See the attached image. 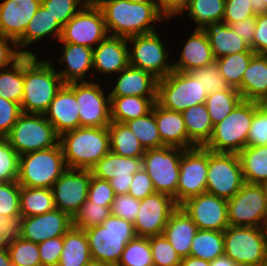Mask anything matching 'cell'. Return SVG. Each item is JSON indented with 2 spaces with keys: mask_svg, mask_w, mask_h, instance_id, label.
Here are the masks:
<instances>
[{
  "mask_svg": "<svg viewBox=\"0 0 267 266\" xmlns=\"http://www.w3.org/2000/svg\"><path fill=\"white\" fill-rule=\"evenodd\" d=\"M96 4L104 15L107 32L111 36L129 38L155 32L152 22L163 19L155 2L134 3L129 0H98Z\"/></svg>",
  "mask_w": 267,
  "mask_h": 266,
  "instance_id": "cell-1",
  "label": "cell"
},
{
  "mask_svg": "<svg viewBox=\"0 0 267 266\" xmlns=\"http://www.w3.org/2000/svg\"><path fill=\"white\" fill-rule=\"evenodd\" d=\"M36 55H24L22 113L44 114L64 85L49 61H37Z\"/></svg>",
  "mask_w": 267,
  "mask_h": 266,
  "instance_id": "cell-2",
  "label": "cell"
},
{
  "mask_svg": "<svg viewBox=\"0 0 267 266\" xmlns=\"http://www.w3.org/2000/svg\"><path fill=\"white\" fill-rule=\"evenodd\" d=\"M67 168L91 170L110 151L108 127H78L59 136Z\"/></svg>",
  "mask_w": 267,
  "mask_h": 266,
  "instance_id": "cell-3",
  "label": "cell"
},
{
  "mask_svg": "<svg viewBox=\"0 0 267 266\" xmlns=\"http://www.w3.org/2000/svg\"><path fill=\"white\" fill-rule=\"evenodd\" d=\"M84 231L92 259L108 266H117L126 244L136 237L133 223L112 214L101 225Z\"/></svg>",
  "mask_w": 267,
  "mask_h": 266,
  "instance_id": "cell-4",
  "label": "cell"
},
{
  "mask_svg": "<svg viewBox=\"0 0 267 266\" xmlns=\"http://www.w3.org/2000/svg\"><path fill=\"white\" fill-rule=\"evenodd\" d=\"M67 169L62 148L58 143L48 149L19 156L17 182L30 188H52Z\"/></svg>",
  "mask_w": 267,
  "mask_h": 266,
  "instance_id": "cell-5",
  "label": "cell"
},
{
  "mask_svg": "<svg viewBox=\"0 0 267 266\" xmlns=\"http://www.w3.org/2000/svg\"><path fill=\"white\" fill-rule=\"evenodd\" d=\"M254 115V102L242 100L221 122L204 146L215 153L239 154L245 147Z\"/></svg>",
  "mask_w": 267,
  "mask_h": 266,
  "instance_id": "cell-6",
  "label": "cell"
},
{
  "mask_svg": "<svg viewBox=\"0 0 267 266\" xmlns=\"http://www.w3.org/2000/svg\"><path fill=\"white\" fill-rule=\"evenodd\" d=\"M206 98V89L190 72L173 70L157 81V103L165 109L182 112Z\"/></svg>",
  "mask_w": 267,
  "mask_h": 266,
  "instance_id": "cell-7",
  "label": "cell"
},
{
  "mask_svg": "<svg viewBox=\"0 0 267 266\" xmlns=\"http://www.w3.org/2000/svg\"><path fill=\"white\" fill-rule=\"evenodd\" d=\"M5 139L19 156L59 143V135L43 114L22 113Z\"/></svg>",
  "mask_w": 267,
  "mask_h": 266,
  "instance_id": "cell-8",
  "label": "cell"
},
{
  "mask_svg": "<svg viewBox=\"0 0 267 266\" xmlns=\"http://www.w3.org/2000/svg\"><path fill=\"white\" fill-rule=\"evenodd\" d=\"M224 255L239 266H262L267 227L228 226L223 231Z\"/></svg>",
  "mask_w": 267,
  "mask_h": 266,
  "instance_id": "cell-9",
  "label": "cell"
},
{
  "mask_svg": "<svg viewBox=\"0 0 267 266\" xmlns=\"http://www.w3.org/2000/svg\"><path fill=\"white\" fill-rule=\"evenodd\" d=\"M182 154V148L164 146L145 150L142 157V167L150 176L155 191L169 195L176 204Z\"/></svg>",
  "mask_w": 267,
  "mask_h": 266,
  "instance_id": "cell-10",
  "label": "cell"
},
{
  "mask_svg": "<svg viewBox=\"0 0 267 266\" xmlns=\"http://www.w3.org/2000/svg\"><path fill=\"white\" fill-rule=\"evenodd\" d=\"M245 183L238 154L208 150L206 192L226 200L232 198Z\"/></svg>",
  "mask_w": 267,
  "mask_h": 266,
  "instance_id": "cell-11",
  "label": "cell"
},
{
  "mask_svg": "<svg viewBox=\"0 0 267 266\" xmlns=\"http://www.w3.org/2000/svg\"><path fill=\"white\" fill-rule=\"evenodd\" d=\"M227 214L229 226L267 227V200L259 184L245 182L227 200Z\"/></svg>",
  "mask_w": 267,
  "mask_h": 266,
  "instance_id": "cell-12",
  "label": "cell"
},
{
  "mask_svg": "<svg viewBox=\"0 0 267 266\" xmlns=\"http://www.w3.org/2000/svg\"><path fill=\"white\" fill-rule=\"evenodd\" d=\"M108 33L100 7L83 0L80 11L63 26L59 41L94 48Z\"/></svg>",
  "mask_w": 267,
  "mask_h": 266,
  "instance_id": "cell-13",
  "label": "cell"
},
{
  "mask_svg": "<svg viewBox=\"0 0 267 266\" xmlns=\"http://www.w3.org/2000/svg\"><path fill=\"white\" fill-rule=\"evenodd\" d=\"M77 99L80 127H108L111 123L110 95L98 83L73 82L66 84Z\"/></svg>",
  "mask_w": 267,
  "mask_h": 266,
  "instance_id": "cell-14",
  "label": "cell"
},
{
  "mask_svg": "<svg viewBox=\"0 0 267 266\" xmlns=\"http://www.w3.org/2000/svg\"><path fill=\"white\" fill-rule=\"evenodd\" d=\"M207 172L208 149L198 146L183 149L177 185L178 206L193 196L206 193Z\"/></svg>",
  "mask_w": 267,
  "mask_h": 266,
  "instance_id": "cell-15",
  "label": "cell"
},
{
  "mask_svg": "<svg viewBox=\"0 0 267 266\" xmlns=\"http://www.w3.org/2000/svg\"><path fill=\"white\" fill-rule=\"evenodd\" d=\"M91 170L67 168L52 186L55 207L71 218L86 202Z\"/></svg>",
  "mask_w": 267,
  "mask_h": 266,
  "instance_id": "cell-16",
  "label": "cell"
},
{
  "mask_svg": "<svg viewBox=\"0 0 267 266\" xmlns=\"http://www.w3.org/2000/svg\"><path fill=\"white\" fill-rule=\"evenodd\" d=\"M127 41L134 45L129 52V65L142 68L157 79L173 71V65L166 62L168 53L156 32L132 36Z\"/></svg>",
  "mask_w": 267,
  "mask_h": 266,
  "instance_id": "cell-17",
  "label": "cell"
},
{
  "mask_svg": "<svg viewBox=\"0 0 267 266\" xmlns=\"http://www.w3.org/2000/svg\"><path fill=\"white\" fill-rule=\"evenodd\" d=\"M178 207L174 199L164 193L155 192L140 200V209L135 220L136 236L162 235L171 213Z\"/></svg>",
  "mask_w": 267,
  "mask_h": 266,
  "instance_id": "cell-18",
  "label": "cell"
},
{
  "mask_svg": "<svg viewBox=\"0 0 267 266\" xmlns=\"http://www.w3.org/2000/svg\"><path fill=\"white\" fill-rule=\"evenodd\" d=\"M180 206L200 230L224 231L229 226L224 198L206 192L187 199Z\"/></svg>",
  "mask_w": 267,
  "mask_h": 266,
  "instance_id": "cell-19",
  "label": "cell"
},
{
  "mask_svg": "<svg viewBox=\"0 0 267 266\" xmlns=\"http://www.w3.org/2000/svg\"><path fill=\"white\" fill-rule=\"evenodd\" d=\"M142 168V157H123L109 151L91 169L96 178L107 180L116 195L128 194L133 174Z\"/></svg>",
  "mask_w": 267,
  "mask_h": 266,
  "instance_id": "cell-20",
  "label": "cell"
},
{
  "mask_svg": "<svg viewBox=\"0 0 267 266\" xmlns=\"http://www.w3.org/2000/svg\"><path fill=\"white\" fill-rule=\"evenodd\" d=\"M71 227L72 218L55 208L42 215L22 217L20 237L40 243L49 238L64 236Z\"/></svg>",
  "mask_w": 267,
  "mask_h": 266,
  "instance_id": "cell-21",
  "label": "cell"
},
{
  "mask_svg": "<svg viewBox=\"0 0 267 266\" xmlns=\"http://www.w3.org/2000/svg\"><path fill=\"white\" fill-rule=\"evenodd\" d=\"M41 6V0H5L0 3V35L17 41Z\"/></svg>",
  "mask_w": 267,
  "mask_h": 266,
  "instance_id": "cell-22",
  "label": "cell"
},
{
  "mask_svg": "<svg viewBox=\"0 0 267 266\" xmlns=\"http://www.w3.org/2000/svg\"><path fill=\"white\" fill-rule=\"evenodd\" d=\"M79 109L75 93L64 84L43 114L53 125L55 132L61 134L80 127ZM47 116H49L47 118Z\"/></svg>",
  "mask_w": 267,
  "mask_h": 266,
  "instance_id": "cell-23",
  "label": "cell"
},
{
  "mask_svg": "<svg viewBox=\"0 0 267 266\" xmlns=\"http://www.w3.org/2000/svg\"><path fill=\"white\" fill-rule=\"evenodd\" d=\"M127 38L111 36L93 48V69L103 73L121 72L129 66Z\"/></svg>",
  "mask_w": 267,
  "mask_h": 266,
  "instance_id": "cell-24",
  "label": "cell"
},
{
  "mask_svg": "<svg viewBox=\"0 0 267 266\" xmlns=\"http://www.w3.org/2000/svg\"><path fill=\"white\" fill-rule=\"evenodd\" d=\"M117 78L115 88L110 97L141 96L157 97V81L151 73L142 68L129 65L123 69ZM147 95V96H146Z\"/></svg>",
  "mask_w": 267,
  "mask_h": 266,
  "instance_id": "cell-25",
  "label": "cell"
},
{
  "mask_svg": "<svg viewBox=\"0 0 267 266\" xmlns=\"http://www.w3.org/2000/svg\"><path fill=\"white\" fill-rule=\"evenodd\" d=\"M197 225L189 215L178 206L170 215L163 235L170 242L181 258L190 256L192 240L197 232Z\"/></svg>",
  "mask_w": 267,
  "mask_h": 266,
  "instance_id": "cell-26",
  "label": "cell"
},
{
  "mask_svg": "<svg viewBox=\"0 0 267 266\" xmlns=\"http://www.w3.org/2000/svg\"><path fill=\"white\" fill-rule=\"evenodd\" d=\"M154 114L159 136L165 146L189 149V137L181 112L154 104Z\"/></svg>",
  "mask_w": 267,
  "mask_h": 266,
  "instance_id": "cell-27",
  "label": "cell"
},
{
  "mask_svg": "<svg viewBox=\"0 0 267 266\" xmlns=\"http://www.w3.org/2000/svg\"><path fill=\"white\" fill-rule=\"evenodd\" d=\"M183 48L180 60L173 64V70L191 72L215 61L208 36L204 30L195 29Z\"/></svg>",
  "mask_w": 267,
  "mask_h": 266,
  "instance_id": "cell-28",
  "label": "cell"
},
{
  "mask_svg": "<svg viewBox=\"0 0 267 266\" xmlns=\"http://www.w3.org/2000/svg\"><path fill=\"white\" fill-rule=\"evenodd\" d=\"M203 30L208 36L215 59L234 53L254 52L224 21L211 22Z\"/></svg>",
  "mask_w": 267,
  "mask_h": 266,
  "instance_id": "cell-29",
  "label": "cell"
},
{
  "mask_svg": "<svg viewBox=\"0 0 267 266\" xmlns=\"http://www.w3.org/2000/svg\"><path fill=\"white\" fill-rule=\"evenodd\" d=\"M243 100L259 103L267 97V55L255 54L237 88Z\"/></svg>",
  "mask_w": 267,
  "mask_h": 266,
  "instance_id": "cell-30",
  "label": "cell"
},
{
  "mask_svg": "<svg viewBox=\"0 0 267 266\" xmlns=\"http://www.w3.org/2000/svg\"><path fill=\"white\" fill-rule=\"evenodd\" d=\"M64 43L61 61L67 63V68L58 72L64 84L85 82V74L93 68V48Z\"/></svg>",
  "mask_w": 267,
  "mask_h": 266,
  "instance_id": "cell-31",
  "label": "cell"
},
{
  "mask_svg": "<svg viewBox=\"0 0 267 266\" xmlns=\"http://www.w3.org/2000/svg\"><path fill=\"white\" fill-rule=\"evenodd\" d=\"M189 137V149L204 147L213 133V124L205 103L187 108L181 112Z\"/></svg>",
  "mask_w": 267,
  "mask_h": 266,
  "instance_id": "cell-32",
  "label": "cell"
},
{
  "mask_svg": "<svg viewBox=\"0 0 267 266\" xmlns=\"http://www.w3.org/2000/svg\"><path fill=\"white\" fill-rule=\"evenodd\" d=\"M157 97H110L111 121L125 123L152 111Z\"/></svg>",
  "mask_w": 267,
  "mask_h": 266,
  "instance_id": "cell-33",
  "label": "cell"
},
{
  "mask_svg": "<svg viewBox=\"0 0 267 266\" xmlns=\"http://www.w3.org/2000/svg\"><path fill=\"white\" fill-rule=\"evenodd\" d=\"M91 259L85 231L71 227L63 236V250L57 266H84Z\"/></svg>",
  "mask_w": 267,
  "mask_h": 266,
  "instance_id": "cell-34",
  "label": "cell"
},
{
  "mask_svg": "<svg viewBox=\"0 0 267 266\" xmlns=\"http://www.w3.org/2000/svg\"><path fill=\"white\" fill-rule=\"evenodd\" d=\"M62 29L63 27L57 20L50 15L49 11L44 6L41 5L28 23L24 34L16 41L17 49L19 47L22 49V47L27 46L28 44H33L46 37V35H51V33L60 40Z\"/></svg>",
  "mask_w": 267,
  "mask_h": 266,
  "instance_id": "cell-35",
  "label": "cell"
},
{
  "mask_svg": "<svg viewBox=\"0 0 267 266\" xmlns=\"http://www.w3.org/2000/svg\"><path fill=\"white\" fill-rule=\"evenodd\" d=\"M238 156L245 182L260 184L267 180V145L246 146Z\"/></svg>",
  "mask_w": 267,
  "mask_h": 266,
  "instance_id": "cell-36",
  "label": "cell"
},
{
  "mask_svg": "<svg viewBox=\"0 0 267 266\" xmlns=\"http://www.w3.org/2000/svg\"><path fill=\"white\" fill-rule=\"evenodd\" d=\"M108 130L111 152L123 157H143L145 149L125 123L111 121Z\"/></svg>",
  "mask_w": 267,
  "mask_h": 266,
  "instance_id": "cell-37",
  "label": "cell"
},
{
  "mask_svg": "<svg viewBox=\"0 0 267 266\" xmlns=\"http://www.w3.org/2000/svg\"><path fill=\"white\" fill-rule=\"evenodd\" d=\"M55 208L52 188L20 186V214L22 217L42 215Z\"/></svg>",
  "mask_w": 267,
  "mask_h": 266,
  "instance_id": "cell-38",
  "label": "cell"
},
{
  "mask_svg": "<svg viewBox=\"0 0 267 266\" xmlns=\"http://www.w3.org/2000/svg\"><path fill=\"white\" fill-rule=\"evenodd\" d=\"M223 255V231L198 229L191 243L190 256L212 262Z\"/></svg>",
  "mask_w": 267,
  "mask_h": 266,
  "instance_id": "cell-39",
  "label": "cell"
},
{
  "mask_svg": "<svg viewBox=\"0 0 267 266\" xmlns=\"http://www.w3.org/2000/svg\"><path fill=\"white\" fill-rule=\"evenodd\" d=\"M243 100L237 88L207 95L206 107L214 125L221 122Z\"/></svg>",
  "mask_w": 267,
  "mask_h": 266,
  "instance_id": "cell-40",
  "label": "cell"
},
{
  "mask_svg": "<svg viewBox=\"0 0 267 266\" xmlns=\"http://www.w3.org/2000/svg\"><path fill=\"white\" fill-rule=\"evenodd\" d=\"M125 124L134 133L141 146L145 150L161 148L165 146L159 136L154 114V106L152 111L145 116L129 120L125 122Z\"/></svg>",
  "mask_w": 267,
  "mask_h": 266,
  "instance_id": "cell-41",
  "label": "cell"
},
{
  "mask_svg": "<svg viewBox=\"0 0 267 266\" xmlns=\"http://www.w3.org/2000/svg\"><path fill=\"white\" fill-rule=\"evenodd\" d=\"M225 0H190L186 10L197 23L196 29L203 30L211 22L222 21L224 16Z\"/></svg>",
  "mask_w": 267,
  "mask_h": 266,
  "instance_id": "cell-42",
  "label": "cell"
},
{
  "mask_svg": "<svg viewBox=\"0 0 267 266\" xmlns=\"http://www.w3.org/2000/svg\"><path fill=\"white\" fill-rule=\"evenodd\" d=\"M255 54V52H240L215 59L220 74L231 87L238 88L241 85L243 74Z\"/></svg>",
  "mask_w": 267,
  "mask_h": 266,
  "instance_id": "cell-43",
  "label": "cell"
},
{
  "mask_svg": "<svg viewBox=\"0 0 267 266\" xmlns=\"http://www.w3.org/2000/svg\"><path fill=\"white\" fill-rule=\"evenodd\" d=\"M11 68L13 70H0V97L21 104L24 85V55Z\"/></svg>",
  "mask_w": 267,
  "mask_h": 266,
  "instance_id": "cell-44",
  "label": "cell"
},
{
  "mask_svg": "<svg viewBox=\"0 0 267 266\" xmlns=\"http://www.w3.org/2000/svg\"><path fill=\"white\" fill-rule=\"evenodd\" d=\"M117 266H154L149 238L136 236L130 240Z\"/></svg>",
  "mask_w": 267,
  "mask_h": 266,
  "instance_id": "cell-45",
  "label": "cell"
},
{
  "mask_svg": "<svg viewBox=\"0 0 267 266\" xmlns=\"http://www.w3.org/2000/svg\"><path fill=\"white\" fill-rule=\"evenodd\" d=\"M13 266H41L38 243L21 237L7 245Z\"/></svg>",
  "mask_w": 267,
  "mask_h": 266,
  "instance_id": "cell-46",
  "label": "cell"
},
{
  "mask_svg": "<svg viewBox=\"0 0 267 266\" xmlns=\"http://www.w3.org/2000/svg\"><path fill=\"white\" fill-rule=\"evenodd\" d=\"M111 215L110 207L92 203L88 200L72 218V227L88 229L101 225Z\"/></svg>",
  "mask_w": 267,
  "mask_h": 266,
  "instance_id": "cell-47",
  "label": "cell"
},
{
  "mask_svg": "<svg viewBox=\"0 0 267 266\" xmlns=\"http://www.w3.org/2000/svg\"><path fill=\"white\" fill-rule=\"evenodd\" d=\"M190 73L201 82L203 88L206 89L207 95L232 88L220 74L216 61L201 68H196Z\"/></svg>",
  "mask_w": 267,
  "mask_h": 266,
  "instance_id": "cell-48",
  "label": "cell"
},
{
  "mask_svg": "<svg viewBox=\"0 0 267 266\" xmlns=\"http://www.w3.org/2000/svg\"><path fill=\"white\" fill-rule=\"evenodd\" d=\"M154 266H180L182 258L162 235L149 237Z\"/></svg>",
  "mask_w": 267,
  "mask_h": 266,
  "instance_id": "cell-49",
  "label": "cell"
},
{
  "mask_svg": "<svg viewBox=\"0 0 267 266\" xmlns=\"http://www.w3.org/2000/svg\"><path fill=\"white\" fill-rule=\"evenodd\" d=\"M19 154L5 138H0V183L17 181Z\"/></svg>",
  "mask_w": 267,
  "mask_h": 266,
  "instance_id": "cell-50",
  "label": "cell"
},
{
  "mask_svg": "<svg viewBox=\"0 0 267 266\" xmlns=\"http://www.w3.org/2000/svg\"><path fill=\"white\" fill-rule=\"evenodd\" d=\"M0 214L17 217L20 214V185L17 181L0 183Z\"/></svg>",
  "mask_w": 267,
  "mask_h": 266,
  "instance_id": "cell-51",
  "label": "cell"
},
{
  "mask_svg": "<svg viewBox=\"0 0 267 266\" xmlns=\"http://www.w3.org/2000/svg\"><path fill=\"white\" fill-rule=\"evenodd\" d=\"M267 145V113L254 102V115L248 132L247 147Z\"/></svg>",
  "mask_w": 267,
  "mask_h": 266,
  "instance_id": "cell-52",
  "label": "cell"
},
{
  "mask_svg": "<svg viewBox=\"0 0 267 266\" xmlns=\"http://www.w3.org/2000/svg\"><path fill=\"white\" fill-rule=\"evenodd\" d=\"M82 0H41V5L44 6L50 15L57 20L63 27L79 10Z\"/></svg>",
  "mask_w": 267,
  "mask_h": 266,
  "instance_id": "cell-53",
  "label": "cell"
},
{
  "mask_svg": "<svg viewBox=\"0 0 267 266\" xmlns=\"http://www.w3.org/2000/svg\"><path fill=\"white\" fill-rule=\"evenodd\" d=\"M116 196L109 181L91 176L88 187L87 200L102 206L111 207L114 197Z\"/></svg>",
  "mask_w": 267,
  "mask_h": 266,
  "instance_id": "cell-54",
  "label": "cell"
},
{
  "mask_svg": "<svg viewBox=\"0 0 267 266\" xmlns=\"http://www.w3.org/2000/svg\"><path fill=\"white\" fill-rule=\"evenodd\" d=\"M140 209V200L129 194L116 195L110 207L111 214L134 223Z\"/></svg>",
  "mask_w": 267,
  "mask_h": 266,
  "instance_id": "cell-55",
  "label": "cell"
},
{
  "mask_svg": "<svg viewBox=\"0 0 267 266\" xmlns=\"http://www.w3.org/2000/svg\"><path fill=\"white\" fill-rule=\"evenodd\" d=\"M256 17L251 7V0H225L223 21L227 25Z\"/></svg>",
  "mask_w": 267,
  "mask_h": 266,
  "instance_id": "cell-56",
  "label": "cell"
},
{
  "mask_svg": "<svg viewBox=\"0 0 267 266\" xmlns=\"http://www.w3.org/2000/svg\"><path fill=\"white\" fill-rule=\"evenodd\" d=\"M21 114L19 103L0 97V138L9 134Z\"/></svg>",
  "mask_w": 267,
  "mask_h": 266,
  "instance_id": "cell-57",
  "label": "cell"
},
{
  "mask_svg": "<svg viewBox=\"0 0 267 266\" xmlns=\"http://www.w3.org/2000/svg\"><path fill=\"white\" fill-rule=\"evenodd\" d=\"M41 266H57L63 250V236L38 243Z\"/></svg>",
  "mask_w": 267,
  "mask_h": 266,
  "instance_id": "cell-58",
  "label": "cell"
},
{
  "mask_svg": "<svg viewBox=\"0 0 267 266\" xmlns=\"http://www.w3.org/2000/svg\"><path fill=\"white\" fill-rule=\"evenodd\" d=\"M155 192L152 180L143 167L133 174V180L128 190L129 195L142 200Z\"/></svg>",
  "mask_w": 267,
  "mask_h": 266,
  "instance_id": "cell-59",
  "label": "cell"
},
{
  "mask_svg": "<svg viewBox=\"0 0 267 266\" xmlns=\"http://www.w3.org/2000/svg\"><path fill=\"white\" fill-rule=\"evenodd\" d=\"M8 40L11 41L17 47L15 40L0 35V70L6 69L9 65L16 63L23 55H32L33 53L29 51H17L9 45Z\"/></svg>",
  "mask_w": 267,
  "mask_h": 266,
  "instance_id": "cell-60",
  "label": "cell"
},
{
  "mask_svg": "<svg viewBox=\"0 0 267 266\" xmlns=\"http://www.w3.org/2000/svg\"><path fill=\"white\" fill-rule=\"evenodd\" d=\"M253 51L256 54L267 55V13L256 15Z\"/></svg>",
  "mask_w": 267,
  "mask_h": 266,
  "instance_id": "cell-61",
  "label": "cell"
},
{
  "mask_svg": "<svg viewBox=\"0 0 267 266\" xmlns=\"http://www.w3.org/2000/svg\"><path fill=\"white\" fill-rule=\"evenodd\" d=\"M21 222L22 216L7 217L0 214V234L7 244L21 236Z\"/></svg>",
  "mask_w": 267,
  "mask_h": 266,
  "instance_id": "cell-62",
  "label": "cell"
},
{
  "mask_svg": "<svg viewBox=\"0 0 267 266\" xmlns=\"http://www.w3.org/2000/svg\"><path fill=\"white\" fill-rule=\"evenodd\" d=\"M234 33L246 41L253 50V37L256 29V17H250L229 25Z\"/></svg>",
  "mask_w": 267,
  "mask_h": 266,
  "instance_id": "cell-63",
  "label": "cell"
},
{
  "mask_svg": "<svg viewBox=\"0 0 267 266\" xmlns=\"http://www.w3.org/2000/svg\"><path fill=\"white\" fill-rule=\"evenodd\" d=\"M156 6L159 12L167 19L173 14H180L185 11L190 0H156Z\"/></svg>",
  "mask_w": 267,
  "mask_h": 266,
  "instance_id": "cell-64",
  "label": "cell"
},
{
  "mask_svg": "<svg viewBox=\"0 0 267 266\" xmlns=\"http://www.w3.org/2000/svg\"><path fill=\"white\" fill-rule=\"evenodd\" d=\"M180 266H210V262L193 256H188L182 258Z\"/></svg>",
  "mask_w": 267,
  "mask_h": 266,
  "instance_id": "cell-65",
  "label": "cell"
},
{
  "mask_svg": "<svg viewBox=\"0 0 267 266\" xmlns=\"http://www.w3.org/2000/svg\"><path fill=\"white\" fill-rule=\"evenodd\" d=\"M210 266H239L236 262H234L231 258L223 255L215 258L212 262H210Z\"/></svg>",
  "mask_w": 267,
  "mask_h": 266,
  "instance_id": "cell-66",
  "label": "cell"
},
{
  "mask_svg": "<svg viewBox=\"0 0 267 266\" xmlns=\"http://www.w3.org/2000/svg\"><path fill=\"white\" fill-rule=\"evenodd\" d=\"M251 7L255 15L267 13L264 0H251Z\"/></svg>",
  "mask_w": 267,
  "mask_h": 266,
  "instance_id": "cell-67",
  "label": "cell"
},
{
  "mask_svg": "<svg viewBox=\"0 0 267 266\" xmlns=\"http://www.w3.org/2000/svg\"><path fill=\"white\" fill-rule=\"evenodd\" d=\"M0 266H13L7 249L0 251Z\"/></svg>",
  "mask_w": 267,
  "mask_h": 266,
  "instance_id": "cell-68",
  "label": "cell"
},
{
  "mask_svg": "<svg viewBox=\"0 0 267 266\" xmlns=\"http://www.w3.org/2000/svg\"><path fill=\"white\" fill-rule=\"evenodd\" d=\"M84 266H108L103 262H99L98 260L91 259Z\"/></svg>",
  "mask_w": 267,
  "mask_h": 266,
  "instance_id": "cell-69",
  "label": "cell"
},
{
  "mask_svg": "<svg viewBox=\"0 0 267 266\" xmlns=\"http://www.w3.org/2000/svg\"><path fill=\"white\" fill-rule=\"evenodd\" d=\"M259 186L261 187V189H262V191H263V193H264V196H265V198H266V200H267V180L262 181V182L259 184Z\"/></svg>",
  "mask_w": 267,
  "mask_h": 266,
  "instance_id": "cell-70",
  "label": "cell"
},
{
  "mask_svg": "<svg viewBox=\"0 0 267 266\" xmlns=\"http://www.w3.org/2000/svg\"><path fill=\"white\" fill-rule=\"evenodd\" d=\"M7 242L4 240L3 235L0 234V251L7 249Z\"/></svg>",
  "mask_w": 267,
  "mask_h": 266,
  "instance_id": "cell-71",
  "label": "cell"
},
{
  "mask_svg": "<svg viewBox=\"0 0 267 266\" xmlns=\"http://www.w3.org/2000/svg\"><path fill=\"white\" fill-rule=\"evenodd\" d=\"M258 104L267 113V97L263 98Z\"/></svg>",
  "mask_w": 267,
  "mask_h": 266,
  "instance_id": "cell-72",
  "label": "cell"
},
{
  "mask_svg": "<svg viewBox=\"0 0 267 266\" xmlns=\"http://www.w3.org/2000/svg\"><path fill=\"white\" fill-rule=\"evenodd\" d=\"M134 3H148V2H156L155 0H129Z\"/></svg>",
  "mask_w": 267,
  "mask_h": 266,
  "instance_id": "cell-73",
  "label": "cell"
},
{
  "mask_svg": "<svg viewBox=\"0 0 267 266\" xmlns=\"http://www.w3.org/2000/svg\"><path fill=\"white\" fill-rule=\"evenodd\" d=\"M262 266H267V247H266V250H265V256H264V259H263Z\"/></svg>",
  "mask_w": 267,
  "mask_h": 266,
  "instance_id": "cell-74",
  "label": "cell"
},
{
  "mask_svg": "<svg viewBox=\"0 0 267 266\" xmlns=\"http://www.w3.org/2000/svg\"><path fill=\"white\" fill-rule=\"evenodd\" d=\"M98 0H86V3H96Z\"/></svg>",
  "mask_w": 267,
  "mask_h": 266,
  "instance_id": "cell-75",
  "label": "cell"
}]
</instances>
